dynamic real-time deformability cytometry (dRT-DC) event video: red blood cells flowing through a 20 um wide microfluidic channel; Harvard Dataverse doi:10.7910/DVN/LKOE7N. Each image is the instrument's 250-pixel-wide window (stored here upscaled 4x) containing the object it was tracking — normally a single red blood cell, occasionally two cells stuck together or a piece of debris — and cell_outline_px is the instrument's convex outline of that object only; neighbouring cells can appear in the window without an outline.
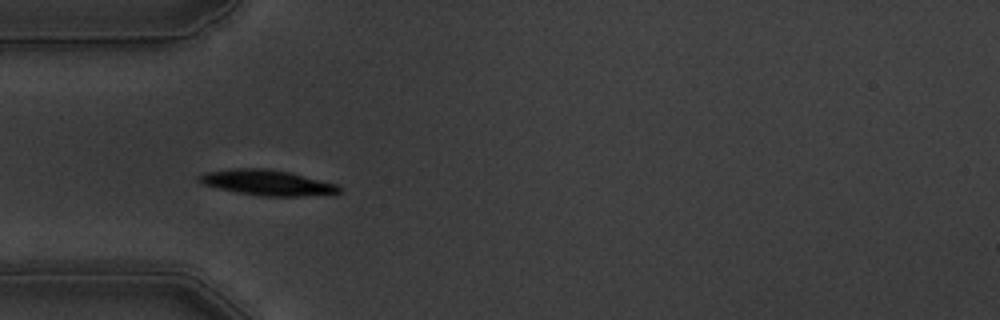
{"species": "common noctule bat (a hibernating species)", "species_latin": "Nyctalus noctula", "temperature_condition": "warm", "stored_images_in_passage": 55, "camera_frame_rate_fps": 3000, "um_per_image_px": 0.085, "animal": {"sex": "male", "body_mass_g": 19.5, "forearm_length_mm": 54.6}, "frame": {"image": 1, "passage_image": 16, "time_ms": 5.0, "image_size_px": [1000, 320], "cell_outline_px": [[340, 192], [300, 196], [260, 196], [236, 192], [216, 188], [204, 184], [196, 180], [196, 176], [204, 172], [232, 168], [268, 168], [292, 172], [340, 184]], "centroid_in_image_um": [22.68, 15.5], "position_along_channel_um": 62.3, "area_um2": 21.1}}
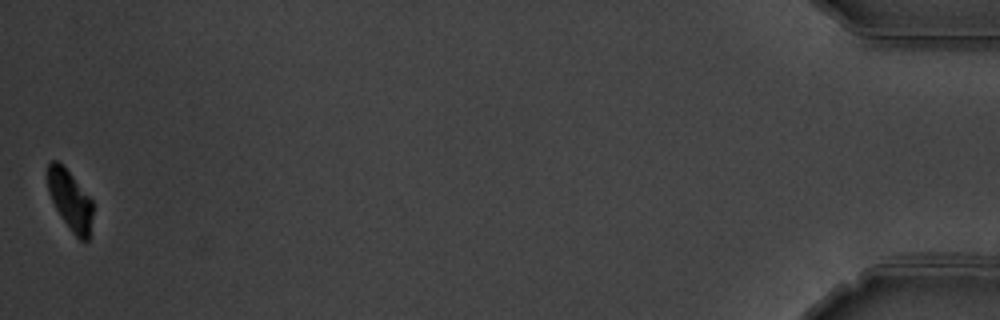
{"frame": {"image": 2, "passage_image": 55, "time_ms": 18.0, "image_size_px": [1000, 320], "cell_outline_px": [[92, 216], [88, 240], [80, 240], [72, 232], [56, 208], [48, 192], [48, 164], [52, 160], [56, 160], [72, 176], [92, 200]], "centroid_in_image_um": [5.96, 17.02], "position_along_channel_um": 429.2, "area_um2": 15.2}, "authors_computed_cell_mechanics": {"area_um2": 20.1144, "velocity_mm_per_s": 3.5702, "shape_relaxation_time_tau1_ms": 2.1843, "shape_relaxation_time_tau2_ms": null, "deformation_change_tau1": 0.1481, "deformation_change_tau2": null}}